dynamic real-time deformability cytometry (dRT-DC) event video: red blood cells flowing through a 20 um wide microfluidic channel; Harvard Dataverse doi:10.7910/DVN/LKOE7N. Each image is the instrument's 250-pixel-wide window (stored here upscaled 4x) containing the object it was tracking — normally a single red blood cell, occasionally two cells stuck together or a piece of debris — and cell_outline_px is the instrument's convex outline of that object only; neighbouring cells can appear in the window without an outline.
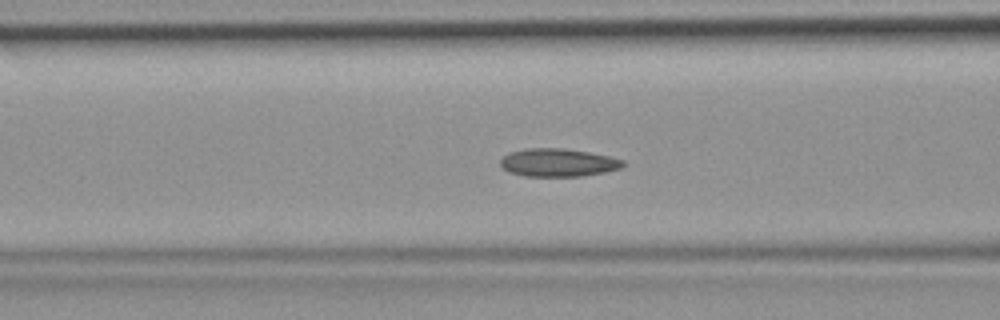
{"species": "common noctule bat (a hibernating species)", "species_latin": "Nyctalus noctula", "temperature_condition": "room temperature", "stored_images_in_passage": 48, "camera_frame_rate_fps": 3000, "um_per_image_px": 0.085, "animal": {"sex": "female", "body_mass_g": 19.9}, "frame": {"image": 1, "passage_image": 19, "time_ms": 6.0, "image_size_px": [1000, 320], "cell_outline_px": [[628, 164], [620, 168], [604, 172], [580, 176], [524, 176], [508, 172], [500, 168], [500, 160], [508, 152], [524, 148], [564, 148], [588, 152], [608, 156], [624, 160]], "centroid_in_image_um": [47.4, 13.81], "position_along_channel_um": 119.2, "area_um2": 20.23}}
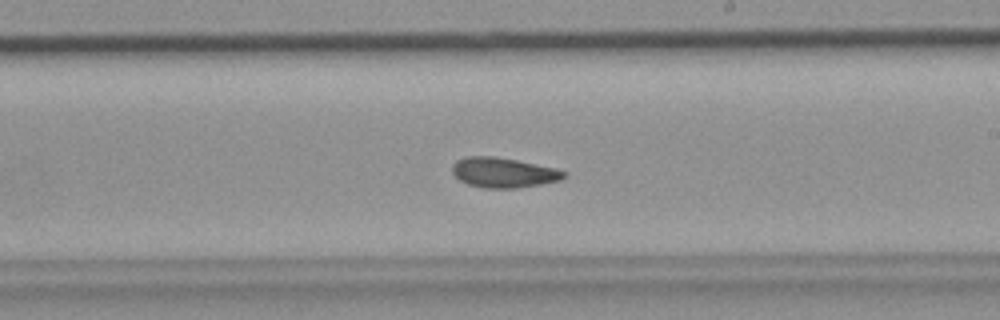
{"frame": {"image": 2, "passage_image": 28, "time_ms": 9.0, "image_size_px": [1000, 320], "cell_outline_px": [[568, 176], [560, 180], [540, 184], [516, 188], [484, 188], [468, 184], [460, 180], [452, 172], [452, 164], [456, 160], [464, 156], [496, 156], [556, 168], [568, 172]], "centroid_in_image_um": [42.8, 14.66], "position_along_channel_um": 246.2, "area_um2": 19.65}}
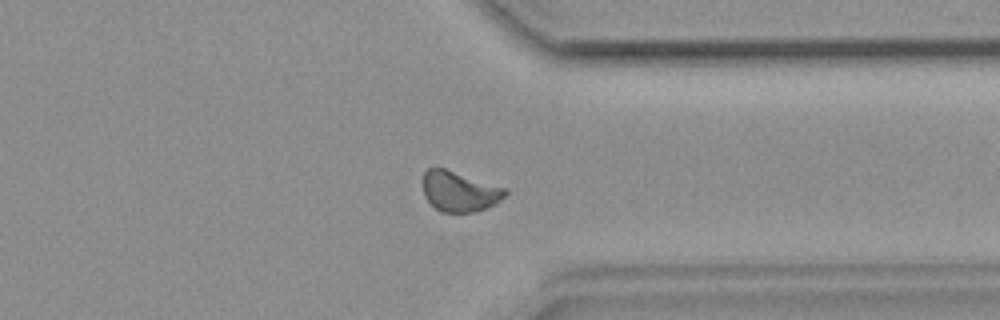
{"frame": {"image": 3, "passage_image": 37, "time_ms": 12.0, "image_size_px": [1000, 320], "cell_outline_px": [[508, 192], [500, 200], [488, 208], [476, 212], [440, 212], [424, 196], [420, 184], [420, 180], [424, 172], [428, 168], [444, 168], [508, 188]], "centroid_in_image_um": [39.03, 16.26], "position_along_channel_um": 372.4, "area_um2": 19.71}}